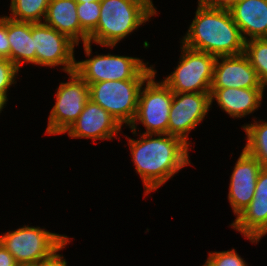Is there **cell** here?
Wrapping results in <instances>:
<instances>
[{"instance_id":"6da1fadb","label":"cell","mask_w":267,"mask_h":266,"mask_svg":"<svg viewBox=\"0 0 267 266\" xmlns=\"http://www.w3.org/2000/svg\"><path fill=\"white\" fill-rule=\"evenodd\" d=\"M127 139L136 172L144 183L145 195L157 191V188L190 164L189 145L179 137L142 133L138 140Z\"/></svg>"},{"instance_id":"7a4b0ae2","label":"cell","mask_w":267,"mask_h":266,"mask_svg":"<svg viewBox=\"0 0 267 266\" xmlns=\"http://www.w3.org/2000/svg\"><path fill=\"white\" fill-rule=\"evenodd\" d=\"M181 41L188 48L216 57L243 54L245 47L229 9L210 7L201 0H198L195 18Z\"/></svg>"},{"instance_id":"3957f363","label":"cell","mask_w":267,"mask_h":266,"mask_svg":"<svg viewBox=\"0 0 267 266\" xmlns=\"http://www.w3.org/2000/svg\"><path fill=\"white\" fill-rule=\"evenodd\" d=\"M155 14L152 0H101L97 27L83 44L86 56L92 53V42L113 48Z\"/></svg>"},{"instance_id":"277c9868","label":"cell","mask_w":267,"mask_h":266,"mask_svg":"<svg viewBox=\"0 0 267 266\" xmlns=\"http://www.w3.org/2000/svg\"><path fill=\"white\" fill-rule=\"evenodd\" d=\"M67 240L65 235L31 226L0 235V243L14 256L19 266H33L50 257Z\"/></svg>"},{"instance_id":"5b68a950","label":"cell","mask_w":267,"mask_h":266,"mask_svg":"<svg viewBox=\"0 0 267 266\" xmlns=\"http://www.w3.org/2000/svg\"><path fill=\"white\" fill-rule=\"evenodd\" d=\"M75 72L89 85L108 80H147L154 69L139 58L108 53L76 61Z\"/></svg>"},{"instance_id":"8992f818","label":"cell","mask_w":267,"mask_h":266,"mask_svg":"<svg viewBox=\"0 0 267 266\" xmlns=\"http://www.w3.org/2000/svg\"><path fill=\"white\" fill-rule=\"evenodd\" d=\"M146 80H108L89 84L90 99L121 126H130L137 113L139 93Z\"/></svg>"},{"instance_id":"52a82bcc","label":"cell","mask_w":267,"mask_h":266,"mask_svg":"<svg viewBox=\"0 0 267 266\" xmlns=\"http://www.w3.org/2000/svg\"><path fill=\"white\" fill-rule=\"evenodd\" d=\"M176 70L163 82L174 93H210L216 56L181 46Z\"/></svg>"},{"instance_id":"ba28073f","label":"cell","mask_w":267,"mask_h":266,"mask_svg":"<svg viewBox=\"0 0 267 266\" xmlns=\"http://www.w3.org/2000/svg\"><path fill=\"white\" fill-rule=\"evenodd\" d=\"M154 73L141 88L137 105V113L129 126L136 135V122L140 121L146 134H168L169 113L173 100V91L162 81L155 82Z\"/></svg>"},{"instance_id":"9c48e42d","label":"cell","mask_w":267,"mask_h":266,"mask_svg":"<svg viewBox=\"0 0 267 266\" xmlns=\"http://www.w3.org/2000/svg\"><path fill=\"white\" fill-rule=\"evenodd\" d=\"M69 82L57 88L56 102L50 111L46 133L65 134L77 120L89 97V85L75 72H69Z\"/></svg>"},{"instance_id":"30bf717a","label":"cell","mask_w":267,"mask_h":266,"mask_svg":"<svg viewBox=\"0 0 267 266\" xmlns=\"http://www.w3.org/2000/svg\"><path fill=\"white\" fill-rule=\"evenodd\" d=\"M32 37L36 52V65L55 67L63 65L67 74L75 71L74 46L66 35L41 23H32Z\"/></svg>"},{"instance_id":"8fae6325","label":"cell","mask_w":267,"mask_h":266,"mask_svg":"<svg viewBox=\"0 0 267 266\" xmlns=\"http://www.w3.org/2000/svg\"><path fill=\"white\" fill-rule=\"evenodd\" d=\"M211 106L210 93H174L168 122V134L187 141L188 134L202 122ZM189 142V143H188Z\"/></svg>"},{"instance_id":"7c38bea8","label":"cell","mask_w":267,"mask_h":266,"mask_svg":"<svg viewBox=\"0 0 267 266\" xmlns=\"http://www.w3.org/2000/svg\"><path fill=\"white\" fill-rule=\"evenodd\" d=\"M252 243H257L267 234V168L258 175L255 194L249 205L230 225Z\"/></svg>"},{"instance_id":"4fadbf2b","label":"cell","mask_w":267,"mask_h":266,"mask_svg":"<svg viewBox=\"0 0 267 266\" xmlns=\"http://www.w3.org/2000/svg\"><path fill=\"white\" fill-rule=\"evenodd\" d=\"M263 166L244 149L238 158L230 177L228 200L238 216L252 201L258 175Z\"/></svg>"},{"instance_id":"5bb4252c","label":"cell","mask_w":267,"mask_h":266,"mask_svg":"<svg viewBox=\"0 0 267 266\" xmlns=\"http://www.w3.org/2000/svg\"><path fill=\"white\" fill-rule=\"evenodd\" d=\"M211 88H265V86L243 53L216 58Z\"/></svg>"},{"instance_id":"9a60e30c","label":"cell","mask_w":267,"mask_h":266,"mask_svg":"<svg viewBox=\"0 0 267 266\" xmlns=\"http://www.w3.org/2000/svg\"><path fill=\"white\" fill-rule=\"evenodd\" d=\"M122 126L100 105L89 99L77 120L66 131L71 138L107 140L116 137Z\"/></svg>"},{"instance_id":"2e32d148","label":"cell","mask_w":267,"mask_h":266,"mask_svg":"<svg viewBox=\"0 0 267 266\" xmlns=\"http://www.w3.org/2000/svg\"><path fill=\"white\" fill-rule=\"evenodd\" d=\"M229 11L245 42L267 38V0H238Z\"/></svg>"},{"instance_id":"e0dca14e","label":"cell","mask_w":267,"mask_h":266,"mask_svg":"<svg viewBox=\"0 0 267 266\" xmlns=\"http://www.w3.org/2000/svg\"><path fill=\"white\" fill-rule=\"evenodd\" d=\"M265 88H210L211 105L218 106L233 118H242L260 107Z\"/></svg>"},{"instance_id":"ac0fdd59","label":"cell","mask_w":267,"mask_h":266,"mask_svg":"<svg viewBox=\"0 0 267 266\" xmlns=\"http://www.w3.org/2000/svg\"><path fill=\"white\" fill-rule=\"evenodd\" d=\"M43 23L66 35L76 45L79 40L88 43L89 35L80 27L75 0H49Z\"/></svg>"},{"instance_id":"d6986e66","label":"cell","mask_w":267,"mask_h":266,"mask_svg":"<svg viewBox=\"0 0 267 266\" xmlns=\"http://www.w3.org/2000/svg\"><path fill=\"white\" fill-rule=\"evenodd\" d=\"M7 35L10 43V61L19 70L25 63L36 65L32 22L16 21L7 16Z\"/></svg>"},{"instance_id":"ffe728a7","label":"cell","mask_w":267,"mask_h":266,"mask_svg":"<svg viewBox=\"0 0 267 266\" xmlns=\"http://www.w3.org/2000/svg\"><path fill=\"white\" fill-rule=\"evenodd\" d=\"M262 122V123H261ZM247 135L244 150L267 168V122L259 121L242 126Z\"/></svg>"},{"instance_id":"44dd1931","label":"cell","mask_w":267,"mask_h":266,"mask_svg":"<svg viewBox=\"0 0 267 266\" xmlns=\"http://www.w3.org/2000/svg\"><path fill=\"white\" fill-rule=\"evenodd\" d=\"M49 0H11L9 18L16 21L41 23L45 18ZM44 16V17H43Z\"/></svg>"},{"instance_id":"7402d4cb","label":"cell","mask_w":267,"mask_h":266,"mask_svg":"<svg viewBox=\"0 0 267 266\" xmlns=\"http://www.w3.org/2000/svg\"><path fill=\"white\" fill-rule=\"evenodd\" d=\"M244 54L256 70L260 82L267 86V38L251 39L245 42Z\"/></svg>"},{"instance_id":"603a6c76","label":"cell","mask_w":267,"mask_h":266,"mask_svg":"<svg viewBox=\"0 0 267 266\" xmlns=\"http://www.w3.org/2000/svg\"><path fill=\"white\" fill-rule=\"evenodd\" d=\"M77 15L80 27L90 35L100 18V1L77 3Z\"/></svg>"},{"instance_id":"cb8c5ba5","label":"cell","mask_w":267,"mask_h":266,"mask_svg":"<svg viewBox=\"0 0 267 266\" xmlns=\"http://www.w3.org/2000/svg\"><path fill=\"white\" fill-rule=\"evenodd\" d=\"M202 266H247L235 249L209 253L207 261Z\"/></svg>"},{"instance_id":"d4e9b609","label":"cell","mask_w":267,"mask_h":266,"mask_svg":"<svg viewBox=\"0 0 267 266\" xmlns=\"http://www.w3.org/2000/svg\"><path fill=\"white\" fill-rule=\"evenodd\" d=\"M18 72L19 69L13 62L6 58H0V96L4 97L7 101L8 88L16 83L15 76Z\"/></svg>"},{"instance_id":"484cf974","label":"cell","mask_w":267,"mask_h":266,"mask_svg":"<svg viewBox=\"0 0 267 266\" xmlns=\"http://www.w3.org/2000/svg\"><path fill=\"white\" fill-rule=\"evenodd\" d=\"M0 58L10 60V43L7 35V16L0 18Z\"/></svg>"},{"instance_id":"4316f807","label":"cell","mask_w":267,"mask_h":266,"mask_svg":"<svg viewBox=\"0 0 267 266\" xmlns=\"http://www.w3.org/2000/svg\"><path fill=\"white\" fill-rule=\"evenodd\" d=\"M67 243H70L69 239L58 250H56L50 257L39 261L37 264L33 266H67V261L64 259L63 255L57 254L58 251L65 248Z\"/></svg>"},{"instance_id":"83f0119b","label":"cell","mask_w":267,"mask_h":266,"mask_svg":"<svg viewBox=\"0 0 267 266\" xmlns=\"http://www.w3.org/2000/svg\"><path fill=\"white\" fill-rule=\"evenodd\" d=\"M0 266H19L14 256L0 243Z\"/></svg>"},{"instance_id":"f1b7e54d","label":"cell","mask_w":267,"mask_h":266,"mask_svg":"<svg viewBox=\"0 0 267 266\" xmlns=\"http://www.w3.org/2000/svg\"><path fill=\"white\" fill-rule=\"evenodd\" d=\"M205 5L214 8L229 9L238 0H201Z\"/></svg>"},{"instance_id":"f546056e","label":"cell","mask_w":267,"mask_h":266,"mask_svg":"<svg viewBox=\"0 0 267 266\" xmlns=\"http://www.w3.org/2000/svg\"><path fill=\"white\" fill-rule=\"evenodd\" d=\"M7 100L4 97L0 96V113L2 111L3 108H5V104H6Z\"/></svg>"},{"instance_id":"4dcf8cb0","label":"cell","mask_w":267,"mask_h":266,"mask_svg":"<svg viewBox=\"0 0 267 266\" xmlns=\"http://www.w3.org/2000/svg\"><path fill=\"white\" fill-rule=\"evenodd\" d=\"M77 3H84V2H93V1H101V0H75Z\"/></svg>"}]
</instances>
